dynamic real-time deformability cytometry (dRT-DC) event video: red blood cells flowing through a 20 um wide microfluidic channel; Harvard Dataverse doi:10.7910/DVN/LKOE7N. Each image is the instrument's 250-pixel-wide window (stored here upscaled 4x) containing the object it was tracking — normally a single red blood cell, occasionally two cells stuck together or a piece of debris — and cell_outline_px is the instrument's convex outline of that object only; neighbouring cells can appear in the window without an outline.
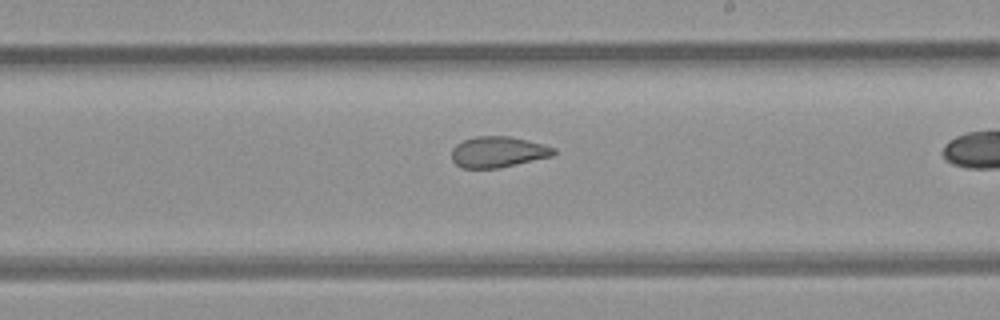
{"species": "common noctule bat (a hibernating species)", "species_latin": "Nyctalus noctula", "temperature_condition": "room temperature", "stored_images_in_passage": 37, "camera_frame_rate_fps": 3000, "um_per_image_px": 0.085, "animal": {"sex": "female", "body_mass_g": 21.9}, "frame": {"image": 1, "passage_image": 27, "time_ms": 8.667, "image_size_px": [1000, 320], "cell_outline_px": [[556, 152], [552, 156], [500, 168], [460, 168], [452, 160], [452, 148], [456, 144], [464, 140], [476, 136], [508, 136], [544, 144], [556, 148]], "centroid_in_image_um": [42.33, 12.92], "position_along_channel_um": 246.7, "area_um2": 18.44}}
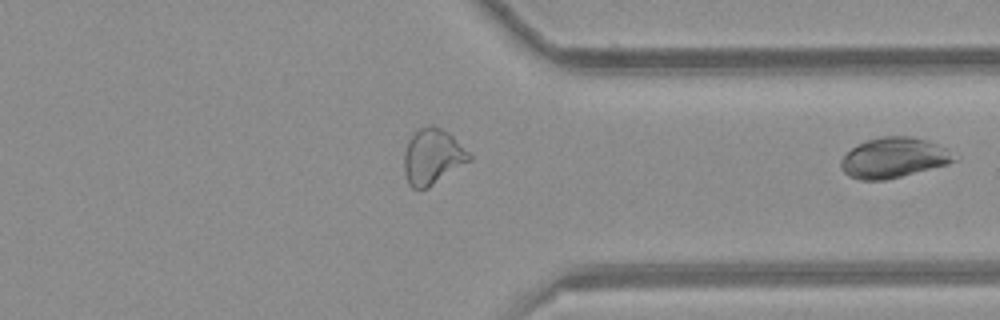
{"frame": {"image": 2, "passage_image": 37, "time_ms": 12.0, "image_size_px": [1000, 320], "cell_outline_px": [[960, 160], [948, 164], [884, 180], [860, 180], [848, 176], [840, 168], [840, 160], [856, 144], [868, 140], [884, 136], [912, 136], [936, 144], [960, 156]], "centroid_in_image_um": [75.97, 13.41], "position_along_channel_um": 335.4, "area_um2": 26.53}}